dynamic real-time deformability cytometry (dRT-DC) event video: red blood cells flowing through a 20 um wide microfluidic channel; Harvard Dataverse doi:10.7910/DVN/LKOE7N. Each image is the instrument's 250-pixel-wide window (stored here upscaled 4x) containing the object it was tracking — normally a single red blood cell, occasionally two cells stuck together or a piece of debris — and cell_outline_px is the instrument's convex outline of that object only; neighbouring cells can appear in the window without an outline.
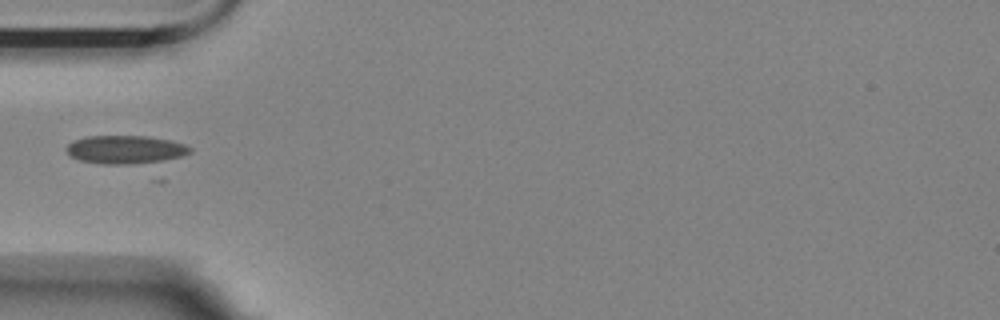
{"species": "Egyptian fruit bat (a non-hibernating species)", "species_latin": "Rousettus aegyptiacus", "temperature_condition": "room temperature", "stored_images_in_passage": 2, "camera_frame_rate_fps": 3000, "um_per_image_px": 0.085, "animal": {"sex": "female"}, "frame": {"image": 1, "passage_image": 1, "time_ms": 0.0, "image_size_px": [1000, 320], "cell_outline_px": [[192, 152], [180, 156], [152, 164], [100, 164], [80, 160], [68, 156], [64, 148], [68, 144], [76, 140], [88, 136], [144, 136], [172, 140], [184, 144], [192, 148]], "centroid_in_image_um": [10.66, 12.73], "position_along_channel_um": 74.3, "area_um2": 20.75}}
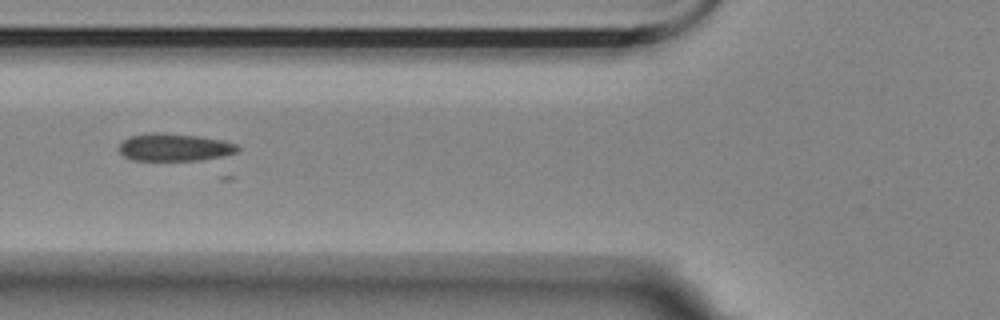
{"frame": {"image": 2, "passage_image": 2, "time_ms": 0.333, "image_size_px": [1000, 320], "cell_outline_px": [[240, 148], [236, 152], [224, 156], [200, 160], [132, 160], [124, 156], [120, 152], [120, 144], [128, 136], [148, 132], [164, 132], [200, 136], [224, 140], [236, 144]], "centroid_in_image_um": [14.83, 12.5], "position_along_channel_um": 111.0, "area_um2": 19.25}}